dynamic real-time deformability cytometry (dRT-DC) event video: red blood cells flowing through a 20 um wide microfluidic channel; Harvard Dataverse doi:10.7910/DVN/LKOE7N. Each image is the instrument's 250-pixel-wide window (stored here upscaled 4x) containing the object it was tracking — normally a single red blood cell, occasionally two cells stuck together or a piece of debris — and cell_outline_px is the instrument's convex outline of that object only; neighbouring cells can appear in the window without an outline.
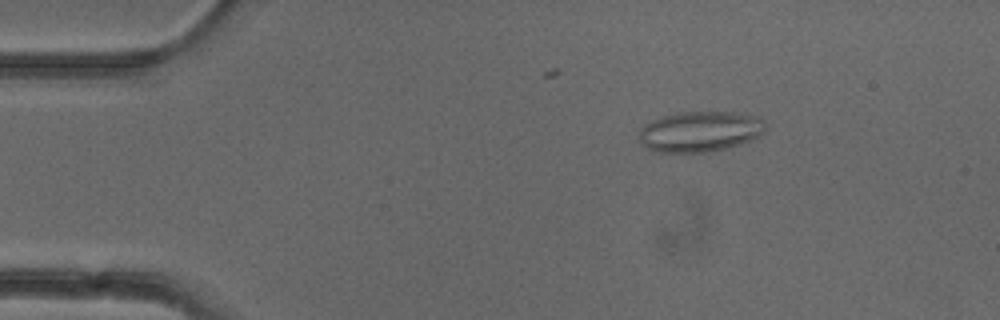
{"species": "common noctule bat (a hibernating species)", "species_latin": "Nyctalus noctula", "temperature_condition": "cold", "stored_images_in_passage": 16, "camera_frame_rate_fps": 3000, "um_per_image_px": 0.085, "animal": {"sex": "female"}, "frame": {"image": 1, "passage_image": 8, "time_ms": 2.333, "image_size_px": [1000, 320], "cell_outline_px": [[764, 132], [748, 140], [728, 148], [704, 152], [656, 152], [648, 148], [640, 140], [640, 128], [644, 124], [652, 120], [664, 116], [680, 112], [736, 112], [760, 116], [764, 120]], "centroid_in_image_um": [59.5, 11.16], "position_along_channel_um": 25.5, "area_um2": 29.65}}